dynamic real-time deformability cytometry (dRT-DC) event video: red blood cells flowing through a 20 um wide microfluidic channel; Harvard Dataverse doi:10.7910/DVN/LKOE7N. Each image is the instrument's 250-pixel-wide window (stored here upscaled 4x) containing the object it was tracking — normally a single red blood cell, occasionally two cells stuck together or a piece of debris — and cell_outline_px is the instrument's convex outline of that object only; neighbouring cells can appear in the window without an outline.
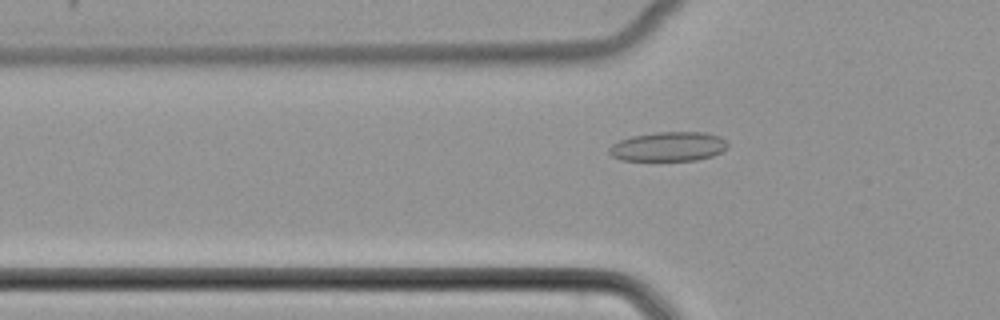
{"species": "common noctule bat (a hibernating species)", "species_latin": "Nyctalus noctula", "temperature_condition": "cold", "stored_images_in_passage": 47, "camera_frame_rate_fps": 3000, "um_per_image_px": 0.085, "animal": {"sex": "female", "body_mass_g": 22.7, "forearm_length_mm": 54.2}, "frame": {"image": 1, "passage_image": 13, "time_ms": 4.0, "image_size_px": [1000, 320], "cell_outline_px": [[728, 148], [712, 156], [696, 160], [620, 160], [612, 156], [608, 152], [608, 148], [612, 144], [620, 140], [632, 136], [656, 132], [704, 132], [720, 136], [728, 144]], "centroid_in_image_um": [56.81, 12.45], "position_along_channel_um": 69.0, "area_um2": 20.29}}
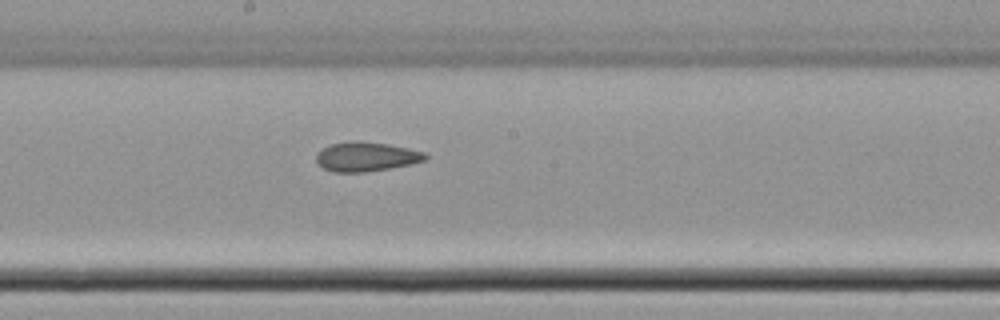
{"frame": {"image": 2, "passage_image": 24, "time_ms": 7.667, "image_size_px": [1000, 320], "cell_outline_px": [[428, 156], [424, 160], [408, 164], [388, 168], [364, 172], [332, 172], [316, 164], [316, 152], [332, 144], [356, 140], [360, 140], [388, 144], [408, 148], [424, 152]], "centroid_in_image_um": [31.07, 13.31], "position_along_channel_um": 217.1, "area_um2": 18.55}}
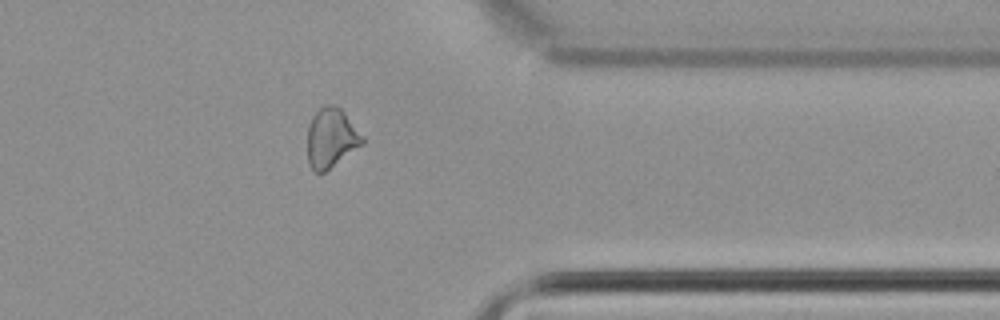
{"frame": {"image": 3, "passage_image": 37, "time_ms": 12.0, "image_size_px": [1000, 320], "cell_outline_px": [[364, 144], [324, 172], [316, 172], [308, 164], [308, 124], [312, 116], [324, 104], [336, 104], [344, 112], [364, 136]], "centroid_in_image_um": [28.16, 11.7], "position_along_channel_um": 383.2, "area_um2": 19.13}}